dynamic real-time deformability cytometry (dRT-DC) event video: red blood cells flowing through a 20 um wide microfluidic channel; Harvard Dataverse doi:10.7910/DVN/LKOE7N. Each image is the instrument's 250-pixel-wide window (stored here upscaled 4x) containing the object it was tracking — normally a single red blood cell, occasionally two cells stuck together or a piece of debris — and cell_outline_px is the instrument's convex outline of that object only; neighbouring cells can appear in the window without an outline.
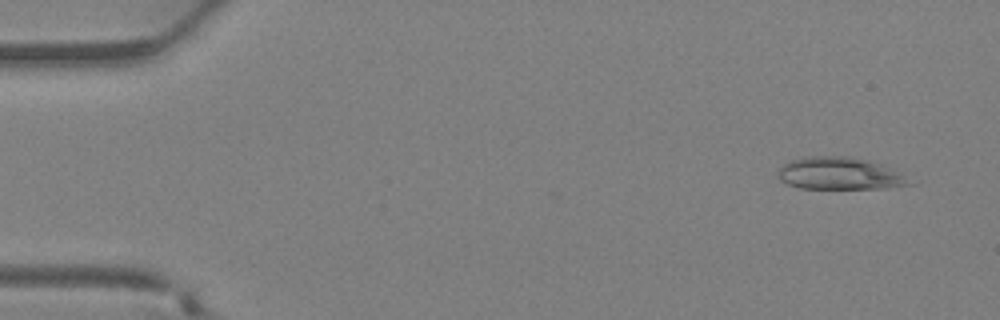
{"species": "Egyptian fruit bat (a non-hibernating species)", "species_latin": "Rousettus aegyptiacus", "temperature_condition": "warm", "stored_images_in_passage": 37, "camera_frame_rate_fps": 3000, "um_per_image_px": 0.085, "animal": {"sex": "female"}, "frame": {"image": 1, "passage_image": 3, "time_ms": 0.667, "image_size_px": [1000, 320], "cell_outline_px": [[916, 184], [884, 188], [800, 188], [788, 184], [780, 180], [776, 172], [788, 160], [804, 156], [848, 156], [868, 160], [880, 164], [896, 172]], "centroid_in_image_um": [71.3, 14.74], "position_along_channel_um": 13.7, "area_um2": 24.57}}
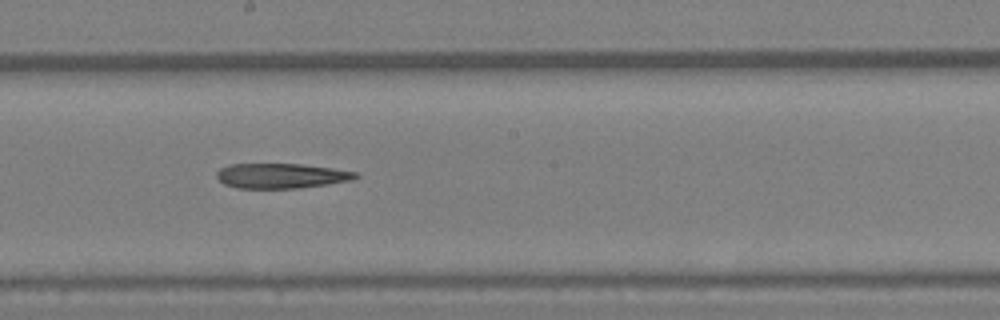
{"frame": {"image": 2, "passage_image": 21, "time_ms": 6.667, "image_size_px": [1000, 320], "cell_outline_px": [[360, 176], [352, 180], [328, 184], [300, 188], [236, 188], [224, 184], [216, 176], [216, 172], [220, 168], [228, 164], [300, 164], [332, 168], [360, 172]], "centroid_in_image_um": [23.92, 14.94], "position_along_channel_um": 224.3, "area_um2": 20.35}}
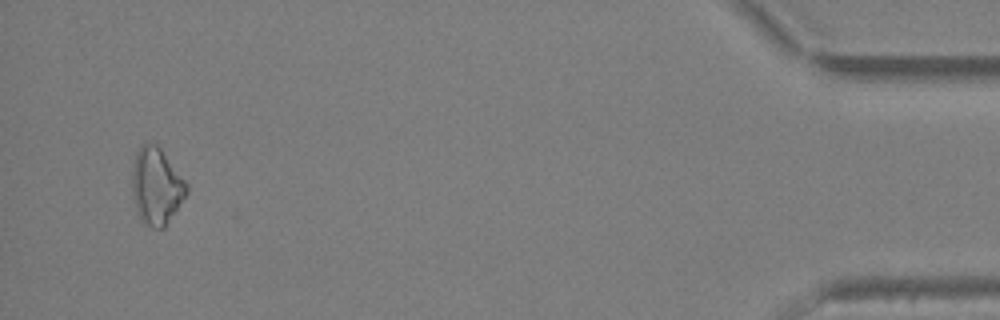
{"frame": {"image": 3, "passage_image": 36, "time_ms": 11.667, "image_size_px": [1000, 320], "cell_outline_px": [[188, 192], [164, 228], [152, 228], [136, 212], [132, 196], [132, 168], [136, 152], [144, 144], [156, 144], [160, 148], [188, 184]], "centroid_in_image_um": [13.29, 15.83], "position_along_channel_um": 421.9, "area_um2": 24.04}}